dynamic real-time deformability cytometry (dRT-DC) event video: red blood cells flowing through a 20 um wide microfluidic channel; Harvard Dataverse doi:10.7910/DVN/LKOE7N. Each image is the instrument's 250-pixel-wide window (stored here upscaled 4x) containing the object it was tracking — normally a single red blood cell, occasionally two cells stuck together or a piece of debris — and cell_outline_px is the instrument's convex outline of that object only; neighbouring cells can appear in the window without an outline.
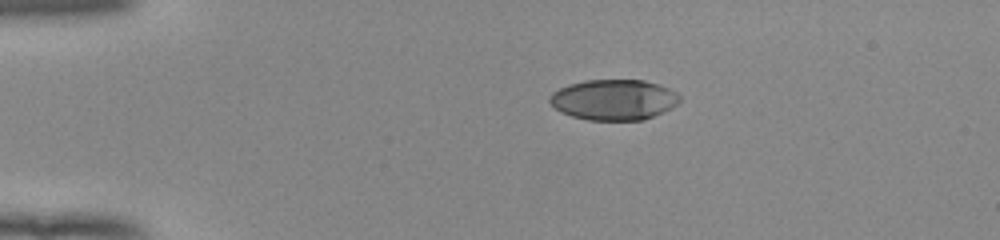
{"species": "human", "species_latin": "Homo sapiens", "temperature_condition": "room temperature", "stored_images_in_passage": 42, "camera_frame_rate_fps": 3000, "um_per_image_px": 0.085, "donor": {"sex": "female"}, "frame": {"image": 1, "passage_image": 1, "time_ms": 0.0, "image_size_px": [1000, 240], "cell_outline_px": [[680, 100], [676, 104], [644, 120], [588, 120], [572, 116], [560, 112], [548, 100], [548, 96], [552, 92], [568, 84], [584, 80], [644, 80], [660, 84], [676, 92], [680, 96]], "centroid_in_image_um": [52.13, 8.46], "position_along_channel_um": 32.9, "area_um2": 30.69}}
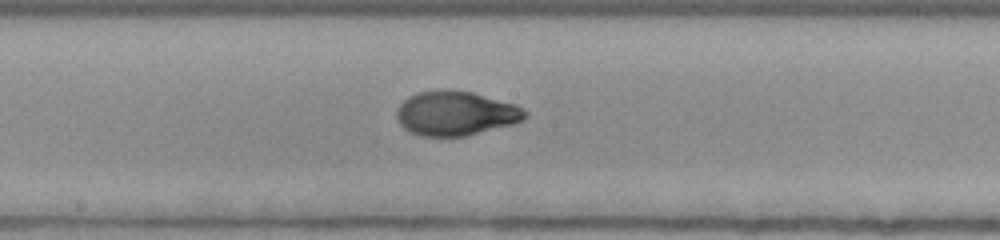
{"frame": {"image": 2, "passage_image": 19, "time_ms": 6.0, "image_size_px": [1000, 240], "cell_outline_px": [[528, 116], [524, 120], [512, 124], [464, 136], [420, 136], [404, 128], [400, 124], [396, 116], [396, 108], [408, 96], [416, 92], [440, 88], [452, 88], [472, 92], [516, 104], [524, 108], [528, 112]], "centroid_in_image_um": [38.73, 9.6], "position_along_channel_um": 209.5, "area_um2": 33.7}}
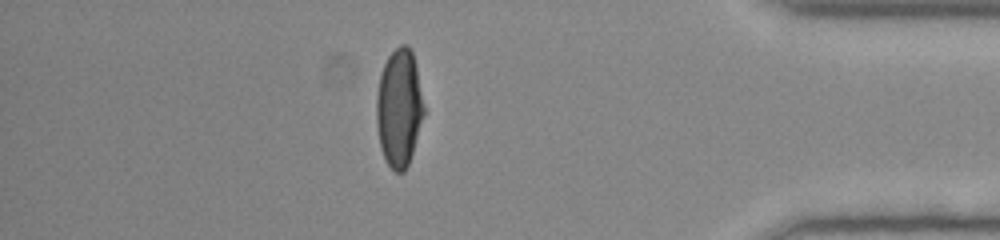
{"frame": {"image": 3, "passage_image": 36, "time_ms": 11.667, "image_size_px": [1000, 240], "cell_outline_px": [[424, 112], [412, 152], [408, 164], [404, 172], [396, 172], [384, 160], [380, 148], [376, 124], [376, 96], [380, 72], [388, 56], [400, 44], [408, 44], [412, 52], [416, 68], [424, 108]], "centroid_in_image_um": [33.89, 9.17], "position_along_channel_um": 401.3, "area_um2": 32.37}, "authors_computed_cell_mechanics": {"area_um2": 32.7148, "velocity_mm_per_s": 3.9478, "shape_relaxation_time_tau1_ms": 5.5482, "shape_relaxation_time_tau2_ms": 0.8706, "deformation_change_tau1": 0.2504, "deformation_change_tau2": 0.0436}}